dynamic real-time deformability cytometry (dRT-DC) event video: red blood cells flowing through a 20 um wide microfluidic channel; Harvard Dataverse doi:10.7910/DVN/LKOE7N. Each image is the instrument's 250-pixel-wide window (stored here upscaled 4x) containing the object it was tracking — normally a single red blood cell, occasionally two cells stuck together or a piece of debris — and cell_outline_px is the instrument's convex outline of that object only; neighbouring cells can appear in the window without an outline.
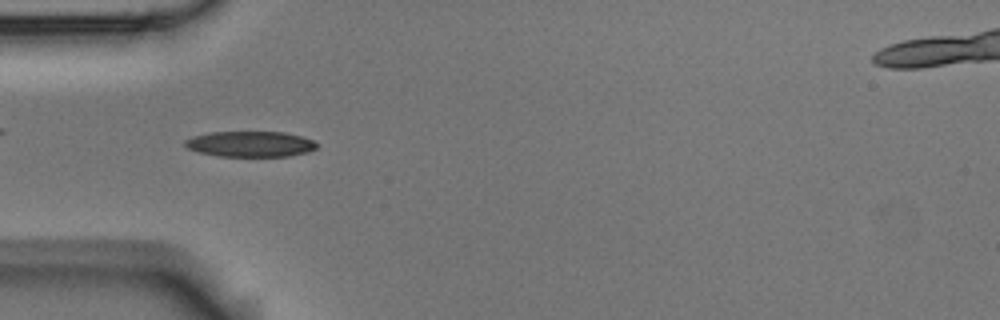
{"species": "Egyptian fruit bat (a non-hibernating species)", "species_latin": "Rousettus aegyptiacus", "temperature_condition": "room temperature", "stored_images_in_passage": 10, "camera_frame_rate_fps": 3000, "um_per_image_px": 0.085, "animal": {"sex": "male"}, "frame": {"image": 1, "passage_image": 4, "time_ms": 1.0, "image_size_px": [1000, 320], "cell_outline_px": [[316, 148], [308, 152], [288, 156], [216, 156], [200, 152], [188, 148], [184, 144], [184, 140], [192, 136], [208, 132], [284, 132], [300, 136], [312, 140], [316, 144]], "centroid_in_image_um": [21.24, 12.24], "position_along_channel_um": 63.8, "area_um2": 19.59}}
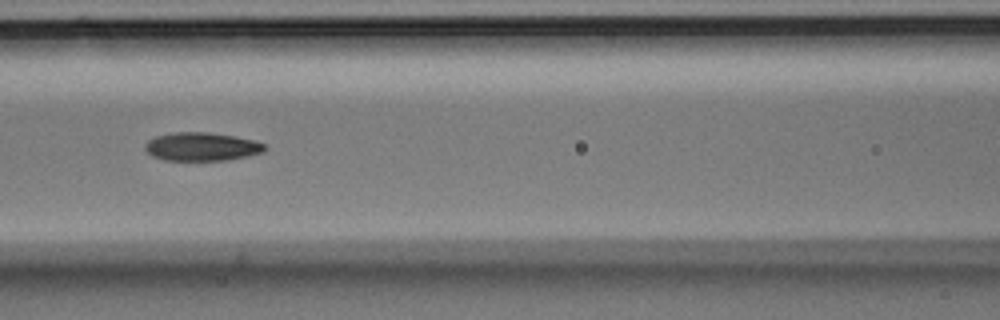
{"frame": {"image": 2, "passage_image": 6, "time_ms": 1.667, "image_size_px": [1000, 320], "cell_outline_px": [[264, 152], [248, 156], [228, 160], [164, 160], [152, 156], [144, 148], [144, 144], [148, 140], [156, 136], [176, 132], [208, 132], [236, 136], [252, 140], [264, 144]], "centroid_in_image_um": [17.12, 12.46], "position_along_channel_um": 149.5, "area_um2": 19.77}}
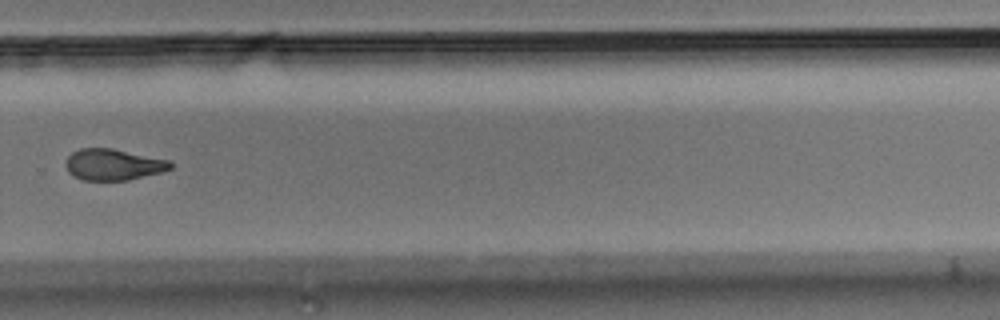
{"frame": {"image": 3, "passage_image": 10, "time_ms": 3.0, "image_size_px": [1000, 320], "cell_outline_px": [[172, 168], [160, 172], [128, 180], [84, 180], [72, 176], [68, 172], [64, 164], [68, 156], [72, 152], [80, 148], [112, 148], [168, 160], [172, 164]], "centroid_in_image_um": [9.57, 13.99], "position_along_channel_um": 320.2, "area_um2": 19.02}}